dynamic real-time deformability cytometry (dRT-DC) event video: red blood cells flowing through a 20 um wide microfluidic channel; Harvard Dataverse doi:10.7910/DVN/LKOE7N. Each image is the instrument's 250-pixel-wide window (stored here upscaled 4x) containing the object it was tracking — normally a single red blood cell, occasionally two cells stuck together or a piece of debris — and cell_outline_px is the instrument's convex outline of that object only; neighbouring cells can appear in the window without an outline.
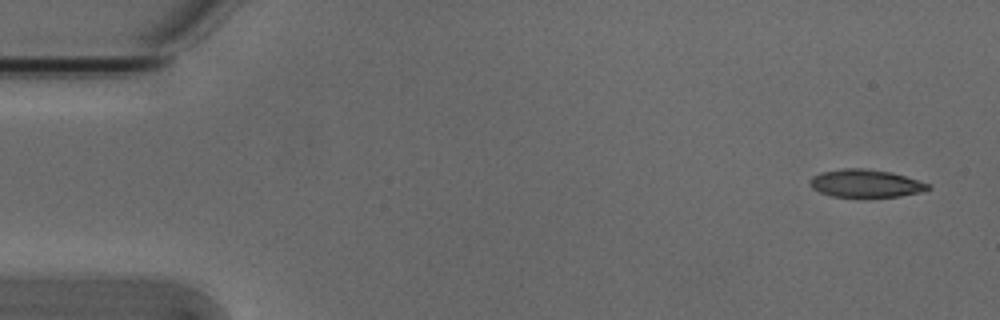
{"species": "Egyptian fruit bat (a non-hibernating species)", "species_latin": "Rousettus aegyptiacus", "temperature_condition": "cold", "stored_images_in_passage": 4, "camera_frame_rate_fps": 3000, "um_per_image_px": 0.085, "animal": {"sex": "male"}, "frame": {"image": 1, "passage_image": 1, "time_ms": 0.0, "image_size_px": [1000, 320], "cell_outline_px": [[932, 188], [920, 192], [900, 196], [832, 196], [820, 192], [812, 188], [808, 180], [812, 176], [820, 172], [840, 168], [864, 168], [892, 172], [932, 184]], "centroid_in_image_um": [73.58, 15.56], "position_along_channel_um": 11.4, "area_um2": 19.19}}
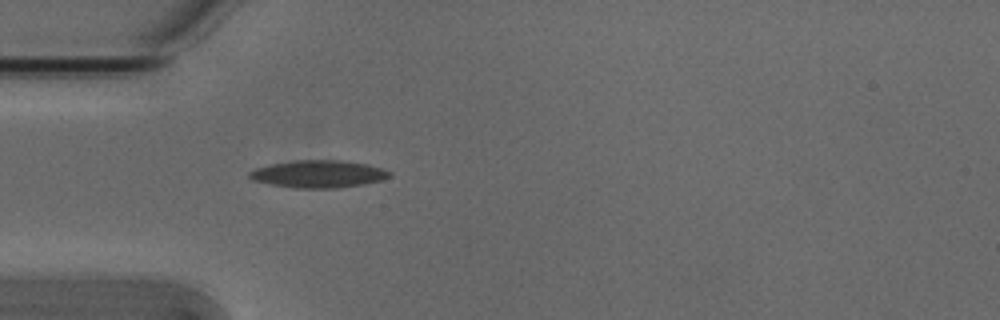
{"frame": {"image": 2, "passage_image": 4, "time_ms": 1.0, "image_size_px": [1000, 320], "cell_outline_px": [[392, 176], [380, 180], [364, 184], [336, 188], [292, 188], [252, 180], [248, 176], [248, 172], [256, 168], [272, 164], [292, 160], [340, 160], [368, 164], [392, 172]], "centroid_in_image_um": [27.06, 14.79], "position_along_channel_um": 57.9, "area_um2": 22.37}}